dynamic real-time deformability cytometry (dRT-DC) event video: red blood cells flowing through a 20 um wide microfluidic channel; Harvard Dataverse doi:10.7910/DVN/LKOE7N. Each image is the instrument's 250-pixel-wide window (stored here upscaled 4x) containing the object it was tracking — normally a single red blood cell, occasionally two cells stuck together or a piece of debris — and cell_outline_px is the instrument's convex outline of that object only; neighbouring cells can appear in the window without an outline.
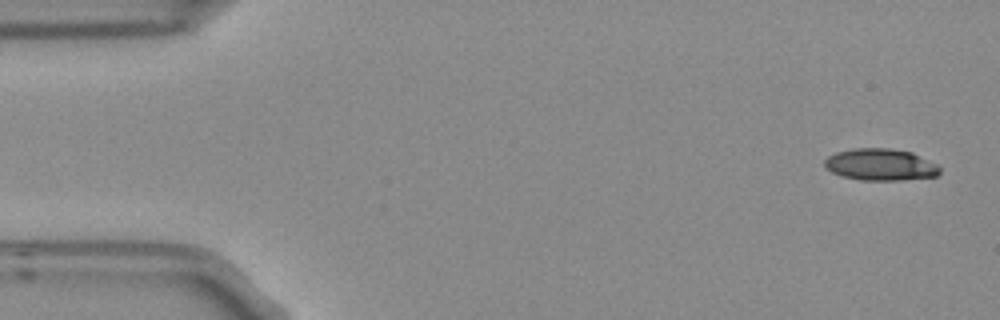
{"species": "Egyptian fruit bat (a non-hibernating species)", "species_latin": "Rousettus aegyptiacus", "temperature_condition": "room temperature", "stored_images_in_passage": 2, "segment_of_instrument_passage": [2, 2], "camera_frame_rate_fps": 3000, "um_per_image_px": 0.085, "frame": {"image": 1, "passage_image": 2, "time_ms": 0.333, "image_size_px": [1000, 320], "cell_outline_px": [[940, 172], [936, 176], [900, 180], [860, 180], [840, 176], [824, 168], [824, 160], [828, 156], [836, 152], [852, 148], [892, 148], [912, 152], [936, 164], [940, 168]], "centroid_in_image_um": [74.8, 13.99], "position_along_channel_um": 10.2, "area_um2": 21.5}}